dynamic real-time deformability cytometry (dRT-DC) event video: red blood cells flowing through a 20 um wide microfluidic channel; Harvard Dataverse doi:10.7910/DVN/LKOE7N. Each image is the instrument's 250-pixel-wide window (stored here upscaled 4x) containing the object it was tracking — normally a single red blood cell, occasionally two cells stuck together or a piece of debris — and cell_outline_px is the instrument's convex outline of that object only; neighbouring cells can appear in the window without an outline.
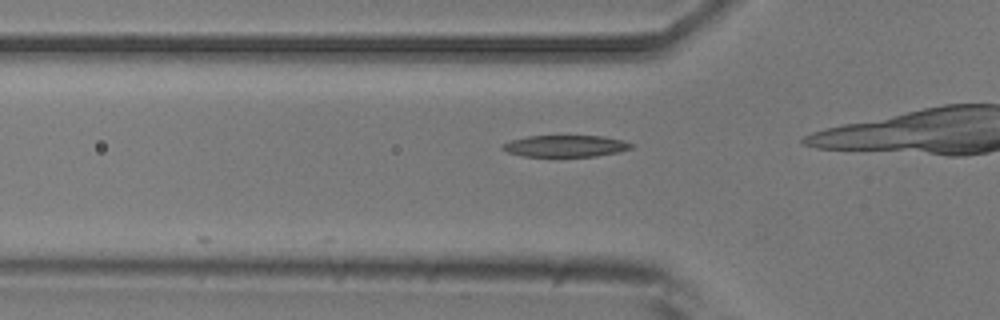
{"species": "common noctule bat (a hibernating species)", "species_latin": "Nyctalus noctula", "temperature_condition": "room temperature", "stored_images_in_passage": 7, "camera_frame_rate_fps": 3000, "um_per_image_px": 0.085, "animal": {"sex": "male", "body_mass_g": 20.5, "forearm_length_mm": 52.5}, "frame": {"image": 1, "passage_image": 3, "time_ms": 0.667, "image_size_px": [1000, 320], "cell_outline_px": [[636, 144], [632, 148], [620, 152], [596, 156], [524, 156], [508, 152], [500, 148], [500, 144], [512, 140], [528, 136], [604, 136], [624, 140]], "centroid_in_image_um": [48.11, 12.41], "position_along_channel_um": 77.7, "area_um2": 16.36}}
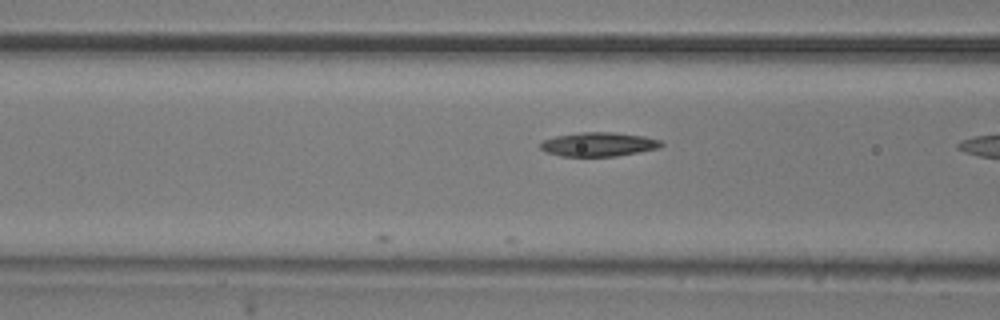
{"frame": {"image": 2, "passage_image": 6, "time_ms": 1.667, "image_size_px": [1000, 320], "cell_outline_px": [[664, 144], [660, 148], [616, 156], [560, 156], [548, 152], [540, 148], [540, 144], [544, 140], [556, 136], [580, 132], [612, 132], [644, 136], [660, 140]], "centroid_in_image_um": [50.9, 12.26], "position_along_channel_um": 115.7, "area_um2": 16.82}}